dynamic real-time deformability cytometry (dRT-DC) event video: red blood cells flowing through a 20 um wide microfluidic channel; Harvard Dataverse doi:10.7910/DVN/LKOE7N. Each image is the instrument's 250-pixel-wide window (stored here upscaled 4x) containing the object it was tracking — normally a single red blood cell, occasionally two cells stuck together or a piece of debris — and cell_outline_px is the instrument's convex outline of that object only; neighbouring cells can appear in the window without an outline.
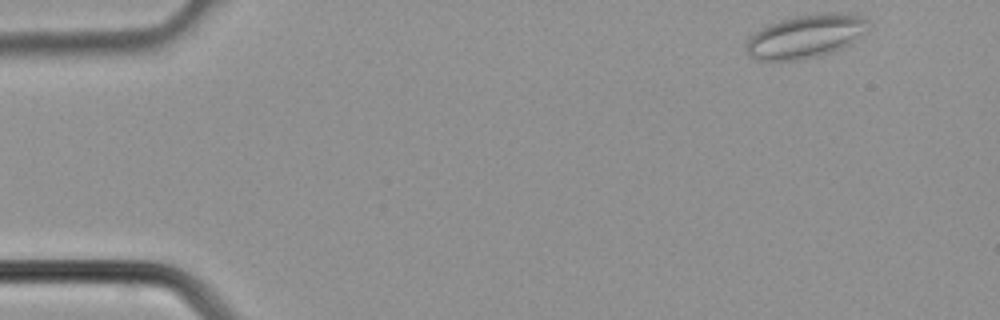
{"species": "common noctule bat (a hibernating species)", "species_latin": "Nyctalus noctula", "temperature_condition": "cold", "stored_images_in_passage": 34, "camera_frame_rate_fps": 3000, "um_per_image_px": 0.085, "animal": {"sex": "male", "body_mass_g": 21.5, "forearm_length_mm": 52.0}, "frame": {"image": 1, "passage_image": 1, "time_ms": 0.0, "image_size_px": [1000, 320], "cell_outline_px": [[872, 28], [848, 44], [832, 52], [816, 56], [796, 60], [756, 60], [748, 56], [744, 48], [744, 44], [748, 36], [760, 28], [768, 24], [780, 20], [796, 16], [816, 12], [840, 12], [864, 16], [872, 20]], "centroid_in_image_um": [68.49, 3.05], "position_along_channel_um": 16.5, "area_um2": 31.62}}
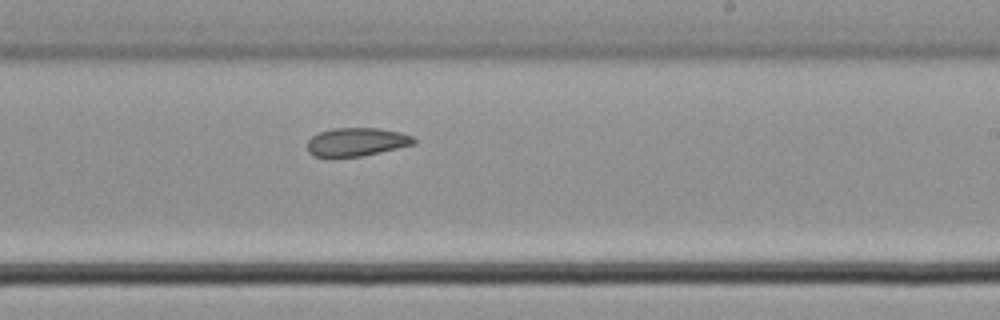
{"frame": {"image": 2, "passage_image": 20, "time_ms": 6.333, "image_size_px": [1000, 320], "cell_outline_px": [[416, 144], [364, 156], [332, 160], [312, 156], [308, 152], [308, 140], [312, 136], [320, 132], [332, 128], [380, 128], [400, 132], [412, 136], [416, 140]], "centroid_in_image_um": [30.27, 12.11], "position_along_channel_um": 258.7, "area_um2": 18.38}}
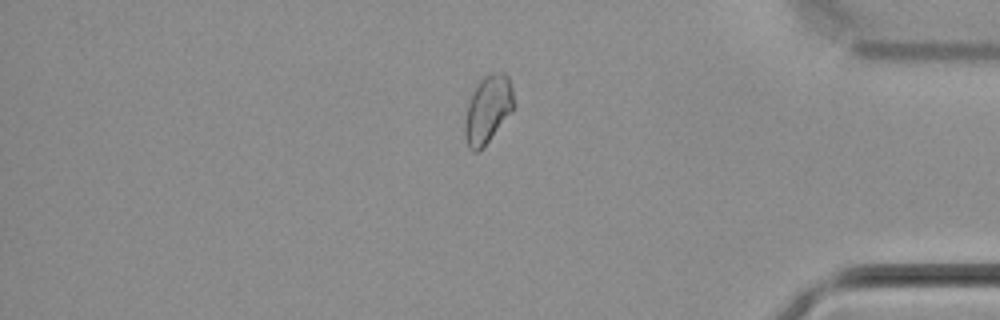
{"frame": {"image": 3, "passage_image": 29, "time_ms": 9.333, "image_size_px": [1000, 320], "cell_outline_px": [[512, 112], [480, 152], [472, 152], [468, 148], [464, 128], [464, 124], [468, 104], [472, 92], [480, 80], [484, 76], [492, 72], [504, 72], [508, 76], [512, 88]], "centroid_in_image_um": [41.45, 9.32], "position_along_channel_um": 393.8, "area_um2": 19.25}}